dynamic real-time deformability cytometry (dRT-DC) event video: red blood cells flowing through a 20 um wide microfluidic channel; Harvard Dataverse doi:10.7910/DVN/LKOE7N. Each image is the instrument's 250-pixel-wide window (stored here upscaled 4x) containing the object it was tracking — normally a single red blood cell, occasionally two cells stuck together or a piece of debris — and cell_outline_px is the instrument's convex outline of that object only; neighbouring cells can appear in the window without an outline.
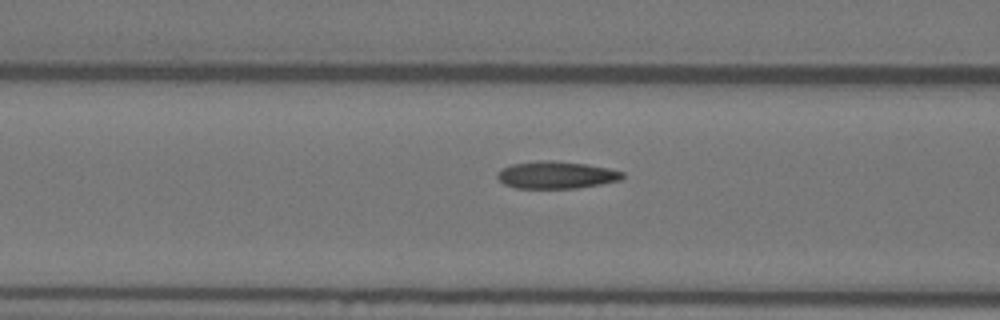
{"species": "Egyptian fruit bat (a non-hibernating species)", "species_latin": "Rousettus aegyptiacus", "temperature_condition": "warm", "stored_images_in_passage": 56, "camera_frame_rate_fps": 3000, "um_per_image_px": 0.085, "animal": {"sex": "female"}, "frame": {"image": 1, "passage_image": 22, "time_ms": 7.0, "image_size_px": [1000, 320], "cell_outline_px": [[624, 176], [620, 180], [600, 184], [576, 188], [516, 188], [504, 184], [496, 176], [496, 172], [512, 164], [540, 160], [548, 160], [588, 164], [608, 168], [624, 172]], "centroid_in_image_um": [47.28, 14.87], "position_along_channel_um": 119.3, "area_um2": 19.83}}
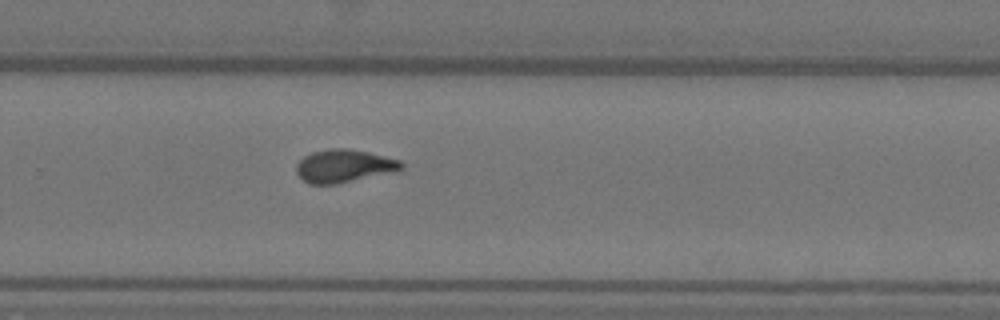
{"frame": {"image": 2, "passage_image": 37, "time_ms": 12.0, "image_size_px": [1000, 320], "cell_outline_px": [[404, 168], [392, 172], [336, 184], [308, 184], [296, 172], [296, 164], [304, 156], [312, 152], [328, 148], [348, 148], [368, 152], [400, 160], [404, 164]], "centroid_in_image_um": [29.23, 14.1], "position_along_channel_um": 300.6, "area_um2": 20.11}}
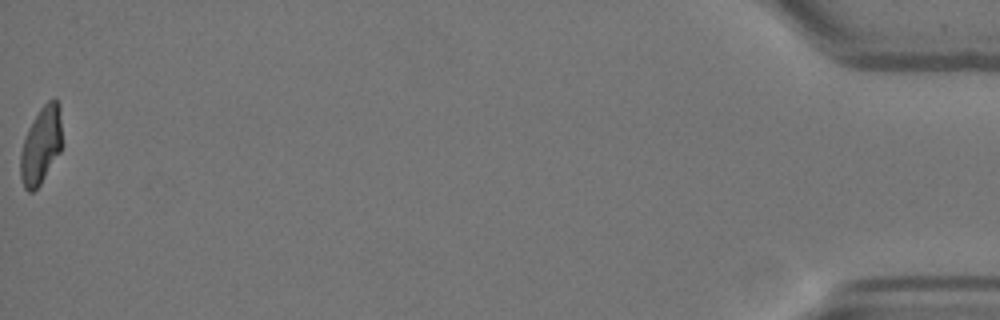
{"frame": {"image": 3, "passage_image": 56, "time_ms": 18.333, "image_size_px": [1000, 320], "cell_outline_px": [[64, 144], [60, 152], [40, 184], [32, 192], [28, 192], [24, 188], [20, 176], [20, 152], [28, 128], [40, 108], [48, 100], [56, 100], [60, 104]], "centroid_in_image_um": [3.52, 12.33], "position_along_channel_um": 431.7, "area_um2": 19.07}, "authors_computed_cell_mechanics": {"area_um2": 19.5942, "velocity_mm_per_s": 3.6309, "shape_relaxation_time_tau1_ms": 6.8224, "shape_relaxation_time_tau2_ms": 1.4321, "deformation_change_tau1": 0.2096, "deformation_change_tau2": 0.0788}}